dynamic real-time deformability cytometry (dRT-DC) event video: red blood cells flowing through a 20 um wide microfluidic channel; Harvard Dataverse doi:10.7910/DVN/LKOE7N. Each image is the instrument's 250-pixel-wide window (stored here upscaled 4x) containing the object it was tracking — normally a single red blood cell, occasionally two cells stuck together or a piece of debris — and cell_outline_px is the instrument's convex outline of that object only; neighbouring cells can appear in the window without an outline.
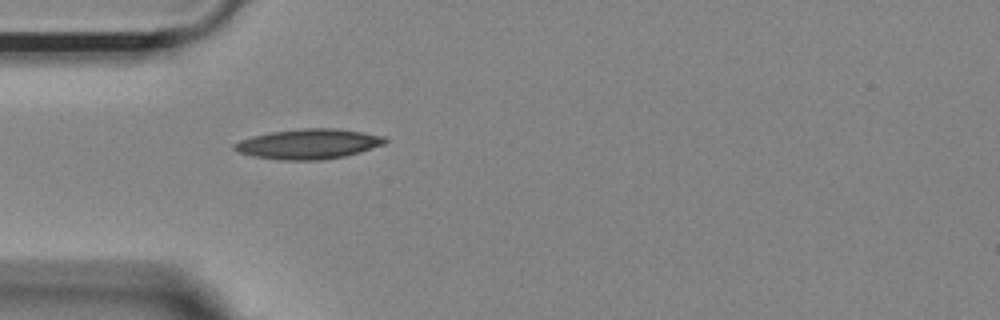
{"species": "Egyptian fruit bat (a non-hibernating species)", "species_latin": "Rousettus aegyptiacus", "temperature_condition": "room temperature", "stored_images_in_passage": 13, "camera_frame_rate_fps": 3000, "um_per_image_px": 0.085, "animal": {"sex": "female"}, "frame": {"image": 1, "passage_image": 1, "time_ms": 0.0, "image_size_px": [1000, 320], "cell_outline_px": [[388, 140], [384, 144], [360, 152], [344, 156], [320, 160], [276, 160], [252, 156], [236, 152], [232, 148], [232, 144], [240, 140], [252, 136], [268, 132], [304, 128], [336, 128], [384, 136]], "centroid_in_image_um": [26.16, 12.24], "position_along_channel_um": 58.8, "area_um2": 26.53}}
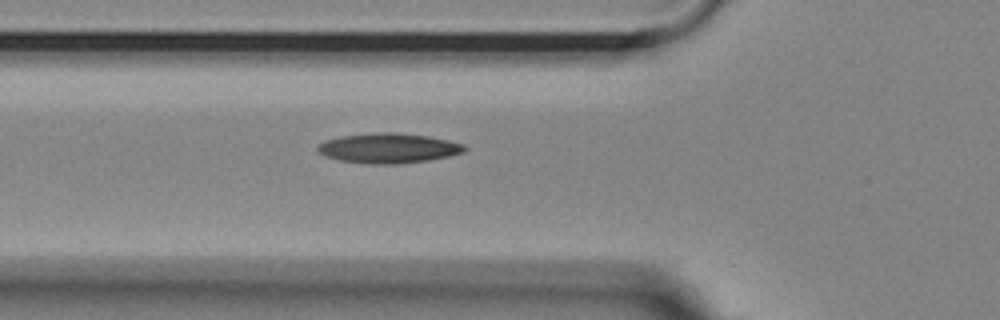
{"frame": {"image": 2, "passage_image": 4, "time_ms": 1.0, "image_size_px": [1000, 320], "cell_outline_px": [[468, 148], [464, 152], [448, 156], [428, 160], [400, 164], [368, 164], [340, 160], [324, 156], [316, 148], [324, 140], [340, 136], [372, 132], [396, 132], [428, 136], [448, 140], [464, 144]], "centroid_in_image_um": [33.02, 12.59], "position_along_channel_um": 92.8, "area_um2": 25.78}}
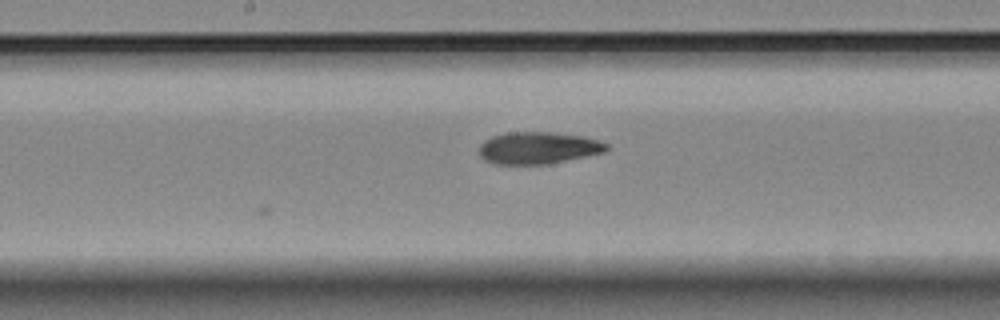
{"frame": {"image": 3, "passage_image": 13, "time_ms": 4.0, "image_size_px": [1000, 320], "cell_outline_px": [[608, 148], [604, 152], [548, 164], [492, 164], [484, 160], [480, 156], [480, 144], [484, 140], [492, 136], [508, 132], [552, 132], [584, 136], [600, 140], [608, 144]], "centroid_in_image_um": [45.73, 12.57], "position_along_channel_um": 202.5, "area_um2": 23.87}}